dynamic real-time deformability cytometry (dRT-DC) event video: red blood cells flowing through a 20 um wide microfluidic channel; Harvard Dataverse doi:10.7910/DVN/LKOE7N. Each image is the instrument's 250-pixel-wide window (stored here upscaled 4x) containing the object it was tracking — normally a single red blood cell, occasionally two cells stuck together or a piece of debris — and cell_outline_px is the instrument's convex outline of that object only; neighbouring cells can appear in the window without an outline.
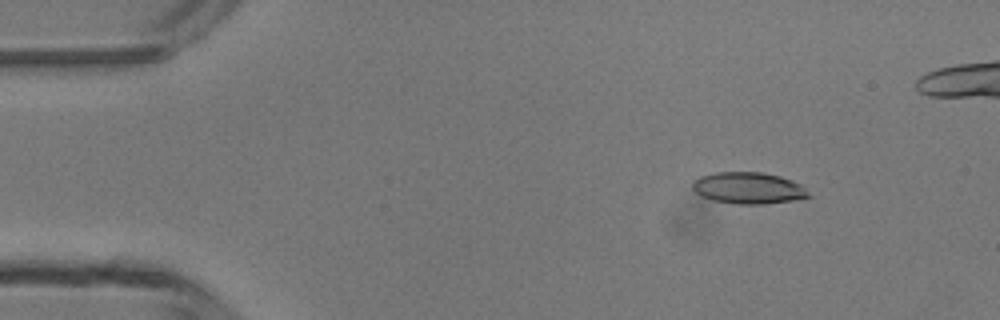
{"species": "common noctule bat (a hibernating species)", "species_latin": "Nyctalus noctula", "temperature_condition": "room temperature", "stored_images_in_passage": 5, "camera_frame_rate_fps": 3000, "um_per_image_px": 0.085, "animal": {"sex": "male", "body_mass_g": 13.3}, "frame": {"image": 1, "passage_image": 2, "time_ms": 1.333, "image_size_px": [1000, 320], "cell_outline_px": [[812, 196], [792, 200], [764, 204], [736, 204], [712, 200], [700, 196], [692, 188], [692, 184], [700, 176], [716, 172], [760, 172], [780, 176], [792, 180], [800, 184]], "centroid_in_image_um": [63.6, 15.98], "position_along_channel_um": 21.4, "area_um2": 21.27}}